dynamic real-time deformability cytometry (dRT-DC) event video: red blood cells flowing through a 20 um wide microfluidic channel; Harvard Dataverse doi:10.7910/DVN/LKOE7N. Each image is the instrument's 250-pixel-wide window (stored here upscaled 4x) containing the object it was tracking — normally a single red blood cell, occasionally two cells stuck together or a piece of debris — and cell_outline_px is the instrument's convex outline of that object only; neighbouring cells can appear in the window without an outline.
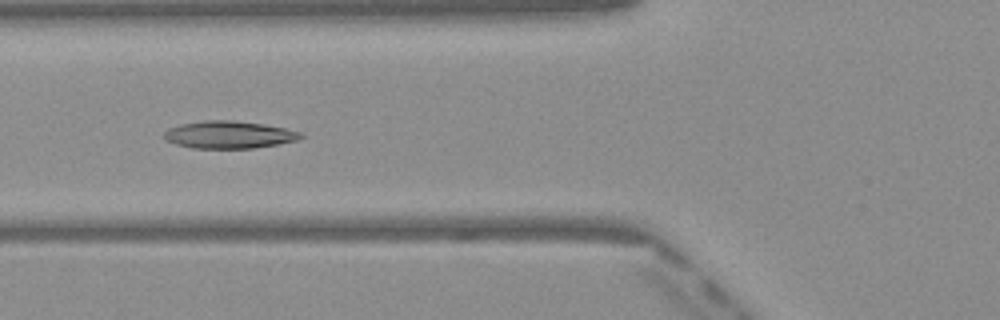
{"species": "Egyptian fruit bat (a non-hibernating species)", "species_latin": "Rousettus aegyptiacus", "temperature_condition": "warm", "stored_images_in_passage": 50, "camera_frame_rate_fps": 3000, "um_per_image_px": 0.085, "frame": {"image": 1, "passage_image": 19, "time_ms": 6.0, "image_size_px": [1000, 320], "cell_outline_px": [[304, 136], [296, 140], [276, 144], [252, 148], [192, 148], [176, 144], [164, 140], [164, 132], [168, 128], [180, 124], [204, 120], [228, 120], [264, 124], [304, 132]], "centroid_in_image_um": [19.44, 11.44], "position_along_channel_um": 106.4, "area_um2": 21.79}}
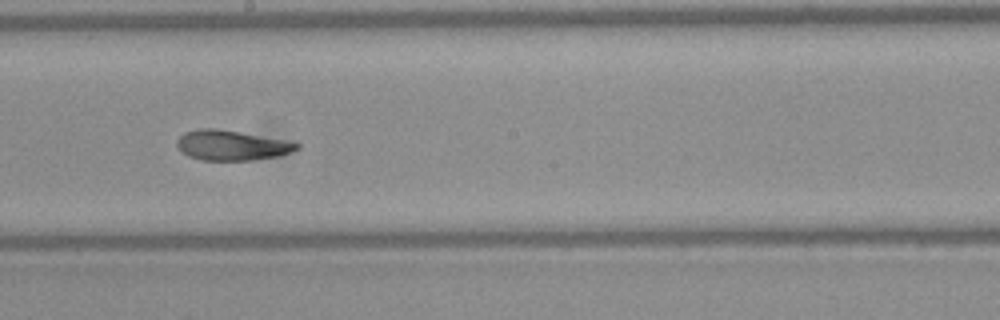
{"frame": {"image": 2, "passage_image": 28, "time_ms": 9.0, "image_size_px": [1000, 320], "cell_outline_px": [[300, 148], [292, 152], [276, 156], [252, 160], [200, 160], [188, 156], [180, 152], [176, 144], [176, 140], [184, 132], [200, 128], [216, 128], [240, 132], [300, 144]], "centroid_in_image_um": [19.6, 12.36], "position_along_channel_um": 228.6, "area_um2": 20.81}}
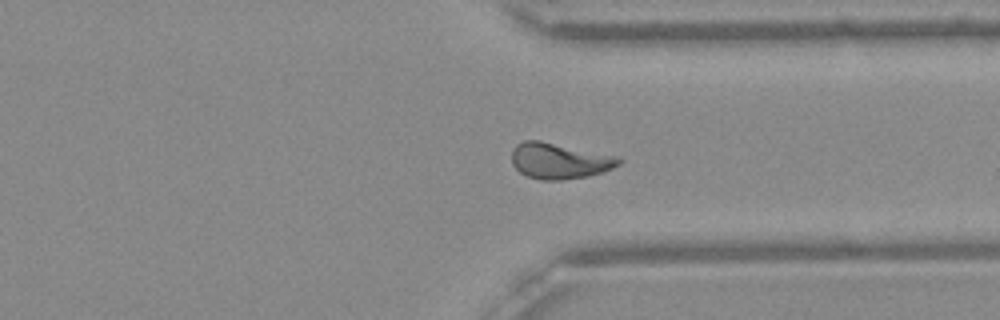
{"frame": {"image": 3, "passage_image": 38, "time_ms": 12.333, "image_size_px": [1000, 320], "cell_outline_px": [[624, 160], [620, 164], [612, 168], [588, 176], [560, 180], [540, 180], [528, 176], [520, 172], [512, 164], [512, 152], [516, 144], [524, 140], [540, 140], [620, 156]], "centroid_in_image_um": [47.57, 13.66], "position_along_channel_um": 363.8, "area_um2": 22.54}, "authors_computed_cell_mechanics": {"area_um2": 21.7906, "velocity_mm_per_s": 4.0663, "shape_relaxation_time_tau1_ms": 6.5682, "shape_relaxation_time_tau2_ms": 2.4428, "deformation_change_tau1": 0.2202, "deformation_change_tau2": 0.0894}}